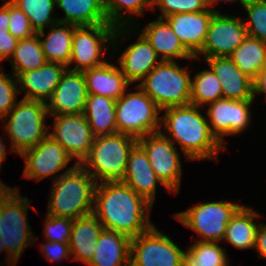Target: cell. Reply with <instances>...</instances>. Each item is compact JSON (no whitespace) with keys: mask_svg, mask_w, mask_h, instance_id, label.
Returning <instances> with one entry per match:
<instances>
[{"mask_svg":"<svg viewBox=\"0 0 266 266\" xmlns=\"http://www.w3.org/2000/svg\"><path fill=\"white\" fill-rule=\"evenodd\" d=\"M183 266H229V265L194 264V257L186 250L183 259Z\"/></svg>","mask_w":266,"mask_h":266,"instance_id":"cell-47","label":"cell"},{"mask_svg":"<svg viewBox=\"0 0 266 266\" xmlns=\"http://www.w3.org/2000/svg\"><path fill=\"white\" fill-rule=\"evenodd\" d=\"M6 252V248H5V245L2 241V237L0 236V252L4 251Z\"/></svg>","mask_w":266,"mask_h":266,"instance_id":"cell-51","label":"cell"},{"mask_svg":"<svg viewBox=\"0 0 266 266\" xmlns=\"http://www.w3.org/2000/svg\"><path fill=\"white\" fill-rule=\"evenodd\" d=\"M247 30L243 19L216 12L210 22L202 49L194 56L200 59L230 56L244 41Z\"/></svg>","mask_w":266,"mask_h":266,"instance_id":"cell-13","label":"cell"},{"mask_svg":"<svg viewBox=\"0 0 266 266\" xmlns=\"http://www.w3.org/2000/svg\"><path fill=\"white\" fill-rule=\"evenodd\" d=\"M19 39L9 32H0V62L3 59L9 60L17 47Z\"/></svg>","mask_w":266,"mask_h":266,"instance_id":"cell-43","label":"cell"},{"mask_svg":"<svg viewBox=\"0 0 266 266\" xmlns=\"http://www.w3.org/2000/svg\"><path fill=\"white\" fill-rule=\"evenodd\" d=\"M151 207L152 204L121 181L96 185L93 213L104 229L132 239L154 226L149 218Z\"/></svg>","mask_w":266,"mask_h":266,"instance_id":"cell-1","label":"cell"},{"mask_svg":"<svg viewBox=\"0 0 266 266\" xmlns=\"http://www.w3.org/2000/svg\"><path fill=\"white\" fill-rule=\"evenodd\" d=\"M103 225L94 213L73 220L69 248L74 260L89 264Z\"/></svg>","mask_w":266,"mask_h":266,"instance_id":"cell-24","label":"cell"},{"mask_svg":"<svg viewBox=\"0 0 266 266\" xmlns=\"http://www.w3.org/2000/svg\"><path fill=\"white\" fill-rule=\"evenodd\" d=\"M229 57L247 77L254 80L266 65V42L247 35Z\"/></svg>","mask_w":266,"mask_h":266,"instance_id":"cell-31","label":"cell"},{"mask_svg":"<svg viewBox=\"0 0 266 266\" xmlns=\"http://www.w3.org/2000/svg\"><path fill=\"white\" fill-rule=\"evenodd\" d=\"M44 225V235L47 241L69 243L73 226L72 219L47 214Z\"/></svg>","mask_w":266,"mask_h":266,"instance_id":"cell-39","label":"cell"},{"mask_svg":"<svg viewBox=\"0 0 266 266\" xmlns=\"http://www.w3.org/2000/svg\"><path fill=\"white\" fill-rule=\"evenodd\" d=\"M137 139L122 133L96 136L89 154L80 164L96 181H122L131 149ZM93 170V171H92Z\"/></svg>","mask_w":266,"mask_h":266,"instance_id":"cell-4","label":"cell"},{"mask_svg":"<svg viewBox=\"0 0 266 266\" xmlns=\"http://www.w3.org/2000/svg\"><path fill=\"white\" fill-rule=\"evenodd\" d=\"M217 1H225V2H234V1H238V0H207V4H208V7H213L215 4V2L217 3ZM239 2L241 3V5H243L244 3V0H239Z\"/></svg>","mask_w":266,"mask_h":266,"instance_id":"cell-49","label":"cell"},{"mask_svg":"<svg viewBox=\"0 0 266 266\" xmlns=\"http://www.w3.org/2000/svg\"><path fill=\"white\" fill-rule=\"evenodd\" d=\"M65 17L59 22L75 26L109 24L102 0H55Z\"/></svg>","mask_w":266,"mask_h":266,"instance_id":"cell-29","label":"cell"},{"mask_svg":"<svg viewBox=\"0 0 266 266\" xmlns=\"http://www.w3.org/2000/svg\"><path fill=\"white\" fill-rule=\"evenodd\" d=\"M44 37V30L37 32L47 62L59 63L68 68L71 59L72 37L74 25L57 22Z\"/></svg>","mask_w":266,"mask_h":266,"instance_id":"cell-27","label":"cell"},{"mask_svg":"<svg viewBox=\"0 0 266 266\" xmlns=\"http://www.w3.org/2000/svg\"><path fill=\"white\" fill-rule=\"evenodd\" d=\"M9 62L12 64L14 76L44 65L47 61L38 34L20 39Z\"/></svg>","mask_w":266,"mask_h":266,"instance_id":"cell-32","label":"cell"},{"mask_svg":"<svg viewBox=\"0 0 266 266\" xmlns=\"http://www.w3.org/2000/svg\"><path fill=\"white\" fill-rule=\"evenodd\" d=\"M142 34L149 41L161 61H174V59H195L184 47L177 35L164 18L148 23Z\"/></svg>","mask_w":266,"mask_h":266,"instance_id":"cell-23","label":"cell"},{"mask_svg":"<svg viewBox=\"0 0 266 266\" xmlns=\"http://www.w3.org/2000/svg\"><path fill=\"white\" fill-rule=\"evenodd\" d=\"M135 88L116 100L115 118L117 133L139 139L161 130V109L138 85Z\"/></svg>","mask_w":266,"mask_h":266,"instance_id":"cell-9","label":"cell"},{"mask_svg":"<svg viewBox=\"0 0 266 266\" xmlns=\"http://www.w3.org/2000/svg\"><path fill=\"white\" fill-rule=\"evenodd\" d=\"M87 95L83 72L66 70L46 102L49 116L83 113Z\"/></svg>","mask_w":266,"mask_h":266,"instance_id":"cell-17","label":"cell"},{"mask_svg":"<svg viewBox=\"0 0 266 266\" xmlns=\"http://www.w3.org/2000/svg\"><path fill=\"white\" fill-rule=\"evenodd\" d=\"M199 108L192 104L171 106L163 109L165 114L160 117L161 128L164 126L171 135L167 138L171 141L173 138L172 142H177L185 157L191 161L215 159L226 148L212 134L208 120Z\"/></svg>","mask_w":266,"mask_h":266,"instance_id":"cell-2","label":"cell"},{"mask_svg":"<svg viewBox=\"0 0 266 266\" xmlns=\"http://www.w3.org/2000/svg\"><path fill=\"white\" fill-rule=\"evenodd\" d=\"M11 187L7 186L5 183H2L0 180V199Z\"/></svg>","mask_w":266,"mask_h":266,"instance_id":"cell-50","label":"cell"},{"mask_svg":"<svg viewBox=\"0 0 266 266\" xmlns=\"http://www.w3.org/2000/svg\"><path fill=\"white\" fill-rule=\"evenodd\" d=\"M41 250L47 259L52 262H60L61 259H67L71 255L69 243L47 241L41 245Z\"/></svg>","mask_w":266,"mask_h":266,"instance_id":"cell-42","label":"cell"},{"mask_svg":"<svg viewBox=\"0 0 266 266\" xmlns=\"http://www.w3.org/2000/svg\"><path fill=\"white\" fill-rule=\"evenodd\" d=\"M131 239L113 230L100 233L89 266H130Z\"/></svg>","mask_w":266,"mask_h":266,"instance_id":"cell-26","label":"cell"},{"mask_svg":"<svg viewBox=\"0 0 266 266\" xmlns=\"http://www.w3.org/2000/svg\"><path fill=\"white\" fill-rule=\"evenodd\" d=\"M254 100L221 98L208 104V124L212 134L224 145V136L240 134L250 123V105Z\"/></svg>","mask_w":266,"mask_h":266,"instance_id":"cell-15","label":"cell"},{"mask_svg":"<svg viewBox=\"0 0 266 266\" xmlns=\"http://www.w3.org/2000/svg\"><path fill=\"white\" fill-rule=\"evenodd\" d=\"M11 187L0 199V236L5 245L8 266H15L25 247L32 245L35 235L27 220L30 202Z\"/></svg>","mask_w":266,"mask_h":266,"instance_id":"cell-5","label":"cell"},{"mask_svg":"<svg viewBox=\"0 0 266 266\" xmlns=\"http://www.w3.org/2000/svg\"><path fill=\"white\" fill-rule=\"evenodd\" d=\"M255 249L260 258H266V224L260 223L258 227Z\"/></svg>","mask_w":266,"mask_h":266,"instance_id":"cell-44","label":"cell"},{"mask_svg":"<svg viewBox=\"0 0 266 266\" xmlns=\"http://www.w3.org/2000/svg\"><path fill=\"white\" fill-rule=\"evenodd\" d=\"M55 118L54 131L48 135L62 145L75 163L80 165L89 154L95 135L83 113L51 116Z\"/></svg>","mask_w":266,"mask_h":266,"instance_id":"cell-14","label":"cell"},{"mask_svg":"<svg viewBox=\"0 0 266 266\" xmlns=\"http://www.w3.org/2000/svg\"><path fill=\"white\" fill-rule=\"evenodd\" d=\"M6 145L4 144L2 138L0 137V167L2 165V161L6 158Z\"/></svg>","mask_w":266,"mask_h":266,"instance_id":"cell-48","label":"cell"},{"mask_svg":"<svg viewBox=\"0 0 266 266\" xmlns=\"http://www.w3.org/2000/svg\"><path fill=\"white\" fill-rule=\"evenodd\" d=\"M221 83L223 98L254 100L253 80L247 77L229 56L205 58Z\"/></svg>","mask_w":266,"mask_h":266,"instance_id":"cell-20","label":"cell"},{"mask_svg":"<svg viewBox=\"0 0 266 266\" xmlns=\"http://www.w3.org/2000/svg\"><path fill=\"white\" fill-rule=\"evenodd\" d=\"M88 94L101 95L118 100L131 84L120 68L109 62L83 71Z\"/></svg>","mask_w":266,"mask_h":266,"instance_id":"cell-25","label":"cell"},{"mask_svg":"<svg viewBox=\"0 0 266 266\" xmlns=\"http://www.w3.org/2000/svg\"><path fill=\"white\" fill-rule=\"evenodd\" d=\"M243 205L227 202L199 203L174 214L175 219L198 233L202 242H219L223 239L228 222Z\"/></svg>","mask_w":266,"mask_h":266,"instance_id":"cell-10","label":"cell"},{"mask_svg":"<svg viewBox=\"0 0 266 266\" xmlns=\"http://www.w3.org/2000/svg\"><path fill=\"white\" fill-rule=\"evenodd\" d=\"M256 93L265 94L266 96V65L259 71L253 80V99Z\"/></svg>","mask_w":266,"mask_h":266,"instance_id":"cell-45","label":"cell"},{"mask_svg":"<svg viewBox=\"0 0 266 266\" xmlns=\"http://www.w3.org/2000/svg\"><path fill=\"white\" fill-rule=\"evenodd\" d=\"M8 32L17 39H25L36 34L29 18L9 0V27Z\"/></svg>","mask_w":266,"mask_h":266,"instance_id":"cell-41","label":"cell"},{"mask_svg":"<svg viewBox=\"0 0 266 266\" xmlns=\"http://www.w3.org/2000/svg\"><path fill=\"white\" fill-rule=\"evenodd\" d=\"M10 116V117H9ZM49 116L43 101L22 99L1 121L11 140L12 152L21 155L48 136L45 119Z\"/></svg>","mask_w":266,"mask_h":266,"instance_id":"cell-7","label":"cell"},{"mask_svg":"<svg viewBox=\"0 0 266 266\" xmlns=\"http://www.w3.org/2000/svg\"><path fill=\"white\" fill-rule=\"evenodd\" d=\"M121 182L152 205L157 184L163 185L154 173L146 152L138 143L130 151L126 172Z\"/></svg>","mask_w":266,"mask_h":266,"instance_id":"cell-21","label":"cell"},{"mask_svg":"<svg viewBox=\"0 0 266 266\" xmlns=\"http://www.w3.org/2000/svg\"><path fill=\"white\" fill-rule=\"evenodd\" d=\"M21 156L25 159L23 176L36 181L60 172L72 160L62 145L49 135Z\"/></svg>","mask_w":266,"mask_h":266,"instance_id":"cell-16","label":"cell"},{"mask_svg":"<svg viewBox=\"0 0 266 266\" xmlns=\"http://www.w3.org/2000/svg\"><path fill=\"white\" fill-rule=\"evenodd\" d=\"M185 252L153 226L131 239L130 266H183Z\"/></svg>","mask_w":266,"mask_h":266,"instance_id":"cell-12","label":"cell"},{"mask_svg":"<svg viewBox=\"0 0 266 266\" xmlns=\"http://www.w3.org/2000/svg\"><path fill=\"white\" fill-rule=\"evenodd\" d=\"M56 176L52 181L47 214L75 220L93 213L95 179L76 163Z\"/></svg>","mask_w":266,"mask_h":266,"instance_id":"cell-3","label":"cell"},{"mask_svg":"<svg viewBox=\"0 0 266 266\" xmlns=\"http://www.w3.org/2000/svg\"><path fill=\"white\" fill-rule=\"evenodd\" d=\"M29 18L30 24L37 33L46 27L59 22L58 18H52L55 10V0H10Z\"/></svg>","mask_w":266,"mask_h":266,"instance_id":"cell-34","label":"cell"},{"mask_svg":"<svg viewBox=\"0 0 266 266\" xmlns=\"http://www.w3.org/2000/svg\"><path fill=\"white\" fill-rule=\"evenodd\" d=\"M221 98V83L211 68L197 73L191 79L190 104L203 107Z\"/></svg>","mask_w":266,"mask_h":266,"instance_id":"cell-33","label":"cell"},{"mask_svg":"<svg viewBox=\"0 0 266 266\" xmlns=\"http://www.w3.org/2000/svg\"><path fill=\"white\" fill-rule=\"evenodd\" d=\"M156 8H159L162 13L158 18L179 13L202 12L209 9L207 0H152V9Z\"/></svg>","mask_w":266,"mask_h":266,"instance_id":"cell-38","label":"cell"},{"mask_svg":"<svg viewBox=\"0 0 266 266\" xmlns=\"http://www.w3.org/2000/svg\"><path fill=\"white\" fill-rule=\"evenodd\" d=\"M126 29H128L127 26L115 27L111 24L74 25L69 65L74 61L76 65L71 69L68 67L67 70L83 72L104 64L106 61L101 57L107 52L106 44L110 42L109 45L116 46L118 38H124L127 35Z\"/></svg>","mask_w":266,"mask_h":266,"instance_id":"cell-8","label":"cell"},{"mask_svg":"<svg viewBox=\"0 0 266 266\" xmlns=\"http://www.w3.org/2000/svg\"><path fill=\"white\" fill-rule=\"evenodd\" d=\"M216 12L220 11L209 8L202 12L173 14L164 19L184 47L195 56L203 47L211 19Z\"/></svg>","mask_w":266,"mask_h":266,"instance_id":"cell-18","label":"cell"},{"mask_svg":"<svg viewBox=\"0 0 266 266\" xmlns=\"http://www.w3.org/2000/svg\"><path fill=\"white\" fill-rule=\"evenodd\" d=\"M67 67L46 62L40 68L18 73L15 77L19 91H25V100L48 101Z\"/></svg>","mask_w":266,"mask_h":266,"instance_id":"cell-19","label":"cell"},{"mask_svg":"<svg viewBox=\"0 0 266 266\" xmlns=\"http://www.w3.org/2000/svg\"><path fill=\"white\" fill-rule=\"evenodd\" d=\"M116 100L109 97L88 94L83 114L95 136L117 133Z\"/></svg>","mask_w":266,"mask_h":266,"instance_id":"cell-28","label":"cell"},{"mask_svg":"<svg viewBox=\"0 0 266 266\" xmlns=\"http://www.w3.org/2000/svg\"><path fill=\"white\" fill-rule=\"evenodd\" d=\"M102 4L109 24L115 27L132 24V17L125 18L127 13L140 16L146 6L152 9V0H102Z\"/></svg>","mask_w":266,"mask_h":266,"instance_id":"cell-35","label":"cell"},{"mask_svg":"<svg viewBox=\"0 0 266 266\" xmlns=\"http://www.w3.org/2000/svg\"><path fill=\"white\" fill-rule=\"evenodd\" d=\"M4 69H0V120H2L6 115L11 111V109L16 105L17 95L19 92L17 79L14 75L9 77L10 75H6L3 71Z\"/></svg>","mask_w":266,"mask_h":266,"instance_id":"cell-40","label":"cell"},{"mask_svg":"<svg viewBox=\"0 0 266 266\" xmlns=\"http://www.w3.org/2000/svg\"><path fill=\"white\" fill-rule=\"evenodd\" d=\"M144 149L157 178L169 192L178 193L181 183V160L174 143L160 131L137 139Z\"/></svg>","mask_w":266,"mask_h":266,"instance_id":"cell-11","label":"cell"},{"mask_svg":"<svg viewBox=\"0 0 266 266\" xmlns=\"http://www.w3.org/2000/svg\"><path fill=\"white\" fill-rule=\"evenodd\" d=\"M136 41L128 46L118 59L120 70L130 83L140 82L161 62L158 61L159 57L142 33Z\"/></svg>","mask_w":266,"mask_h":266,"instance_id":"cell-22","label":"cell"},{"mask_svg":"<svg viewBox=\"0 0 266 266\" xmlns=\"http://www.w3.org/2000/svg\"><path fill=\"white\" fill-rule=\"evenodd\" d=\"M259 214L250 207L242 206L228 222L222 240L228 241L238 249L256 248L259 225L254 220Z\"/></svg>","mask_w":266,"mask_h":266,"instance_id":"cell-30","label":"cell"},{"mask_svg":"<svg viewBox=\"0 0 266 266\" xmlns=\"http://www.w3.org/2000/svg\"><path fill=\"white\" fill-rule=\"evenodd\" d=\"M187 251L194 257V264L229 265L226 252L218 242L196 241Z\"/></svg>","mask_w":266,"mask_h":266,"instance_id":"cell-37","label":"cell"},{"mask_svg":"<svg viewBox=\"0 0 266 266\" xmlns=\"http://www.w3.org/2000/svg\"><path fill=\"white\" fill-rule=\"evenodd\" d=\"M0 7V32H8L9 27V0Z\"/></svg>","mask_w":266,"mask_h":266,"instance_id":"cell-46","label":"cell"},{"mask_svg":"<svg viewBox=\"0 0 266 266\" xmlns=\"http://www.w3.org/2000/svg\"><path fill=\"white\" fill-rule=\"evenodd\" d=\"M242 6L250 18L244 21L247 35L266 42V0H244Z\"/></svg>","mask_w":266,"mask_h":266,"instance_id":"cell-36","label":"cell"},{"mask_svg":"<svg viewBox=\"0 0 266 266\" xmlns=\"http://www.w3.org/2000/svg\"><path fill=\"white\" fill-rule=\"evenodd\" d=\"M175 61H161L138 86L163 109L190 104L191 75Z\"/></svg>","mask_w":266,"mask_h":266,"instance_id":"cell-6","label":"cell"}]
</instances>
